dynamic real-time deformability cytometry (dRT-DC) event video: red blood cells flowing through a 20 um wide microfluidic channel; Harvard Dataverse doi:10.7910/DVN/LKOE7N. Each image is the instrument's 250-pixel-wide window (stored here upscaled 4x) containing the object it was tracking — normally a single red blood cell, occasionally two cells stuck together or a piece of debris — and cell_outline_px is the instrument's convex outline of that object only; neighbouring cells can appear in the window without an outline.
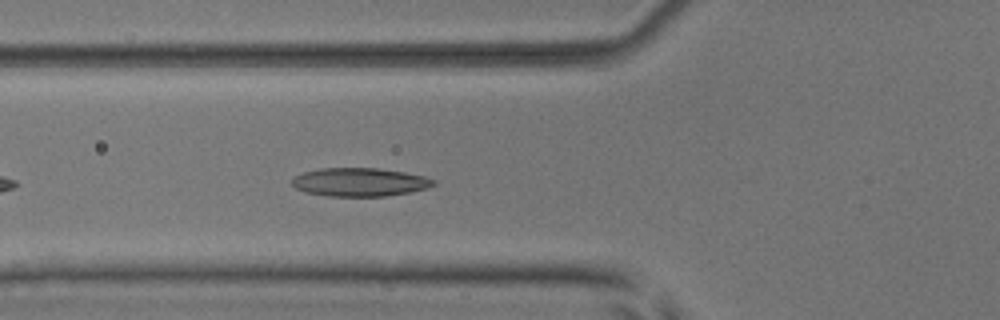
{"species": "common noctule bat (a hibernating species)", "species_latin": "Nyctalus noctula", "temperature_condition": "room temperature", "stored_images_in_passage": 25, "camera_frame_rate_fps": 3000, "um_per_image_px": 0.085, "animal": {"sex": "male", "body_mass_g": 17.9, "forearm_length_mm": 54.2}, "frame": {"image": 1, "passage_image": 6, "time_ms": 1.667, "image_size_px": [1000, 320], "cell_outline_px": [[436, 184], [428, 188], [408, 192], [384, 196], [328, 196], [304, 192], [296, 188], [292, 184], [292, 180], [296, 176], [304, 172], [320, 168], [380, 168], [404, 172], [424, 176], [436, 180]], "centroid_in_image_um": [30.59, 15.47], "position_along_channel_um": 95.2, "area_um2": 23.41}}
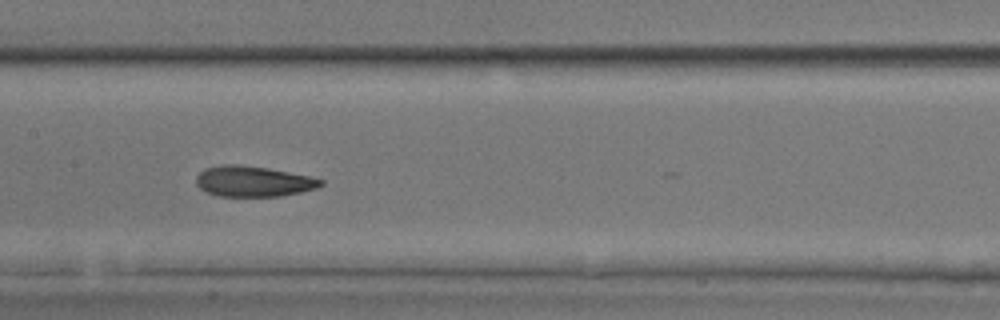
{"frame": {"image": 2, "passage_image": 13, "time_ms": 4.0, "image_size_px": [1000, 320], "cell_outline_px": [[324, 184], [316, 188], [300, 192], [280, 196], [216, 196], [200, 188], [196, 184], [196, 176], [204, 168], [224, 164], [240, 164], [268, 168], [308, 176], [324, 180]], "centroid_in_image_um": [21.5, 15.41], "position_along_channel_um": 185.9, "area_um2": 22.2}}
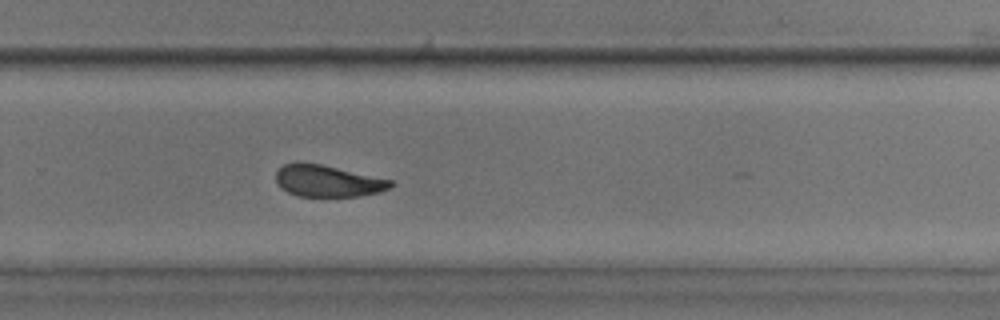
{"frame": {"image": 3, "passage_image": 22, "time_ms": 7.0, "image_size_px": [1000, 320], "cell_outline_px": [[396, 184], [380, 192], [360, 196], [296, 196], [280, 188], [276, 180], [276, 172], [284, 164], [320, 164], [392, 180]], "centroid_in_image_um": [27.88, 15.41], "position_along_channel_um": 301.9, "area_um2": 20.81}}